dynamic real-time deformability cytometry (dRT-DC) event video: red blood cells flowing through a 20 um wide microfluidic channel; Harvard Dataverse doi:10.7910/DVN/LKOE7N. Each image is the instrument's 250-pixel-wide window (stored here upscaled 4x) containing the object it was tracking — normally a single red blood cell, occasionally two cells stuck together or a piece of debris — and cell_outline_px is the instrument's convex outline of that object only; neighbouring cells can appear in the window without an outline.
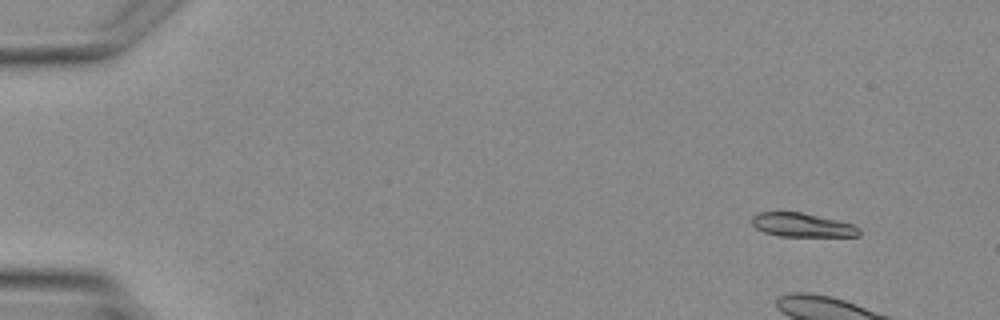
{"species": "Egyptian fruit bat (a non-hibernating species)", "species_latin": "Rousettus aegyptiacus", "temperature_condition": "warm", "stored_images_in_passage": 4, "camera_frame_rate_fps": 3000, "um_per_image_px": 0.085, "animal": {"sex": "female"}, "frame": {"image": 1, "passage_image": 1, "time_ms": 0.0, "image_size_px": [1000, 320], "cell_outline_px": [[860, 236], [780, 236], [764, 232], [756, 228], [752, 224], [752, 216], [760, 212], [800, 212], [836, 220], [852, 224], [860, 228]], "centroid_in_image_um": [68.17, 19.13], "position_along_channel_um": 16.8, "area_um2": 14.74}}